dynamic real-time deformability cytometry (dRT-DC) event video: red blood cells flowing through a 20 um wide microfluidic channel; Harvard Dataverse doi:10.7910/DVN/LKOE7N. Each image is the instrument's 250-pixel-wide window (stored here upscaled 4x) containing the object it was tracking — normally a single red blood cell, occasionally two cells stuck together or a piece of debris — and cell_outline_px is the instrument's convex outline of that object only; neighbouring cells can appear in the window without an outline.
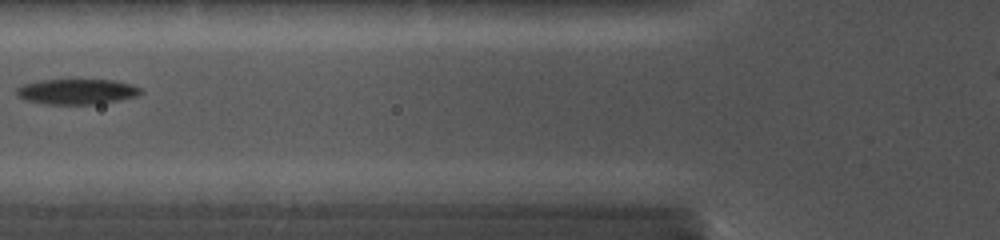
{"species": "common noctule bat (a hibernating species)", "species_latin": "Nyctalus noctula", "temperature_condition": "cold", "stored_images_in_passage": 5, "camera_frame_rate_fps": 5000, "um_per_image_px": 0.085, "animal": {"sex": "female", "body_mass_g": 19.0, "forearm_length_mm": 56.7}, "frame": {"image": 1, "passage_image": 5, "time_ms": 4.4, "image_size_px": [1000, 240], "cell_outline_px": [[140, 92], [136, 96], [116, 100], [92, 104], [48, 104], [28, 100], [20, 96], [16, 92], [16, 88], [24, 84], [40, 80], [112, 80], [128, 84], [140, 88]], "centroid_in_image_um": [6.49, 7.78], "position_along_channel_um": 119.3, "area_um2": 17.74}}